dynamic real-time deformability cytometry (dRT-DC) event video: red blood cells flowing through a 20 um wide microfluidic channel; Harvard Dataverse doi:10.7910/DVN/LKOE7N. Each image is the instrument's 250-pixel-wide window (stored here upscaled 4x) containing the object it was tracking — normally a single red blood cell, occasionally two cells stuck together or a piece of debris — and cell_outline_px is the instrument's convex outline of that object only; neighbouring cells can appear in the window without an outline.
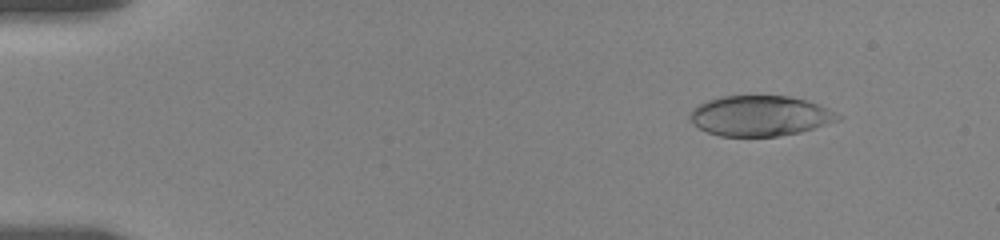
{"species": "human", "species_latin": "Homo sapiens", "temperature_condition": "room temperature", "stored_images_in_passage": 9, "camera_frame_rate_fps": 3000, "um_per_image_px": 0.085, "donor": {"sex": "female"}, "frame": {"image": 1, "passage_image": 1, "time_ms": 0.0, "image_size_px": [1000, 240], "cell_outline_px": [[840, 120], [800, 132], [776, 136], [720, 136], [708, 132], [700, 128], [688, 116], [688, 112], [692, 108], [708, 100], [720, 96], [788, 96], [808, 100], [820, 104], [836, 112], [840, 116]], "centroid_in_image_um": [64.61, 9.83], "position_along_channel_um": 20.4, "area_um2": 34.74}}
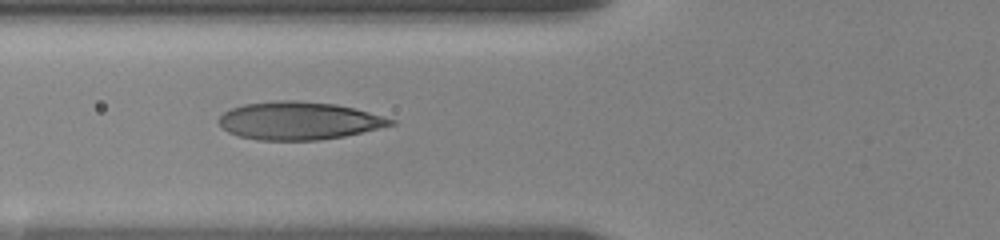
{"frame": {"image": 2, "passage_image": 8, "time_ms": 5.0, "image_size_px": [1000, 240], "cell_outline_px": [[396, 124], [380, 128], [344, 136], [320, 140], [260, 140], [240, 136], [228, 132], [216, 120], [224, 112], [232, 108], [244, 104], [280, 100], [296, 100], [336, 104], [368, 112], [396, 120]], "centroid_in_image_um": [25.4, 10.26], "position_along_channel_um": 100.4, "area_um2": 37.74}}
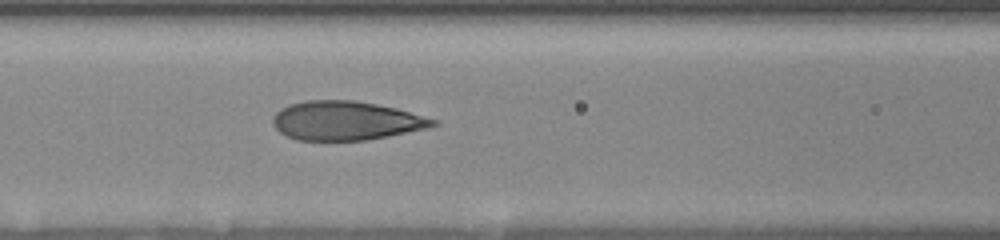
{"frame": {"image": 3, "passage_image": 9, "time_ms": 6.0, "image_size_px": [1000, 240], "cell_outline_px": [[440, 124], [428, 128], [368, 140], [296, 140], [280, 132], [272, 124], [272, 116], [280, 108], [288, 104], [308, 100], [352, 100], [376, 104], [396, 108], [440, 120]], "centroid_in_image_um": [29.41, 10.25], "position_along_channel_um": 137.2, "area_um2": 36.59}}